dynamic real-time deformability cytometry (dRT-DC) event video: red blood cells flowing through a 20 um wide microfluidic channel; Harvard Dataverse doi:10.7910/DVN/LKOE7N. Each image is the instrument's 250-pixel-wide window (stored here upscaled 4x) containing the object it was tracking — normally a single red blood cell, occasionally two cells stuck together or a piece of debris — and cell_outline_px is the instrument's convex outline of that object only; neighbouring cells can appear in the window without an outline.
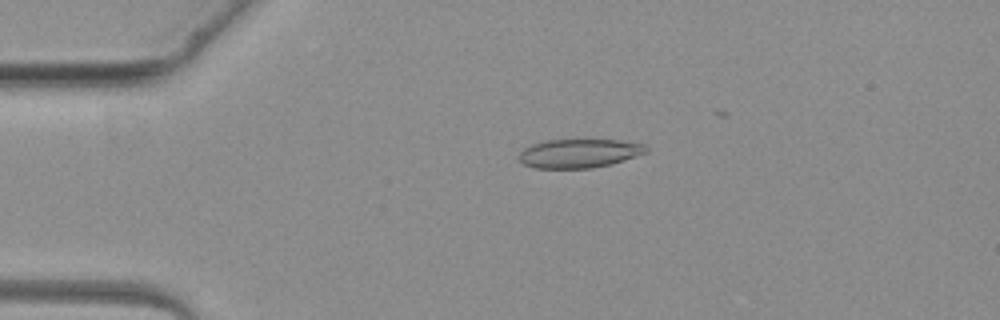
{"species": "common noctule bat (a hibernating species)", "species_latin": "Nyctalus noctula", "temperature_condition": "warm", "stored_images_in_passage": 4, "camera_frame_rate_fps": 3000, "um_per_image_px": 0.085, "animal": {"sex": "female", "body_mass_g": 19.3, "forearm_length_mm": 54.1}, "frame": {"image": 1, "passage_image": 3, "time_ms": 2.333, "image_size_px": [1000, 320], "cell_outline_px": [[648, 152], [608, 164], [592, 168], [536, 168], [524, 164], [516, 156], [524, 148], [532, 144], [544, 140], [616, 140], [644, 144], [648, 148]], "centroid_in_image_um": [49.18, 13.03], "position_along_channel_um": 35.8, "area_um2": 21.15}}